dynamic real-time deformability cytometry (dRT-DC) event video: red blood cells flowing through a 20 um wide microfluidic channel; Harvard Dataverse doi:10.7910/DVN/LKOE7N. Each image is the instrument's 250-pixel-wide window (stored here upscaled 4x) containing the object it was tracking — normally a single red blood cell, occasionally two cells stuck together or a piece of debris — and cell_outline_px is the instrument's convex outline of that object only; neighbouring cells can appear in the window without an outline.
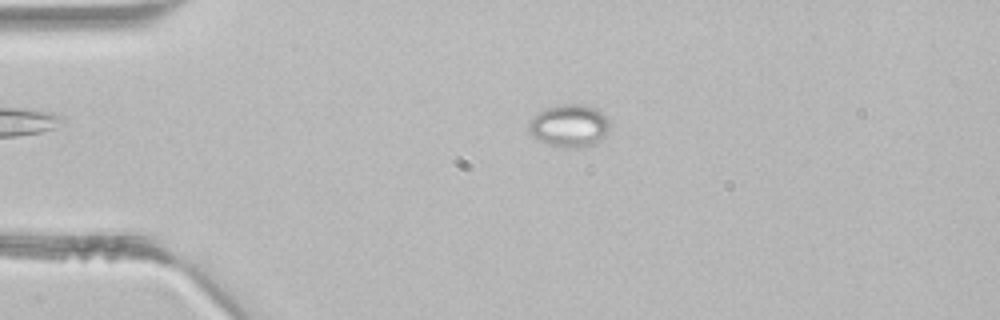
{"species": "common noctule bat (a hibernating species)", "species_latin": "Nyctalus noctula", "temperature_condition": "room temperature", "stored_images_in_passage": 2, "camera_frame_rate_fps": 3000, "um_per_image_px": 0.085, "animal": {"sex": "male", "body_mass_g": 21.5, "forearm_length_mm": 52.0}, "frame": {"image": 1, "passage_image": 1, "time_ms": 0.0, "image_size_px": [1000, 320], "cell_outline_px": [[612, 124], [608, 132], [596, 144], [588, 148], [576, 148], [548, 144], [536, 140], [528, 132], [528, 124], [544, 108], [556, 104], [584, 104], [596, 108], [608, 116]], "centroid_in_image_um": [48.45, 10.69], "position_along_channel_um": 36.5, "area_um2": 20.63}}